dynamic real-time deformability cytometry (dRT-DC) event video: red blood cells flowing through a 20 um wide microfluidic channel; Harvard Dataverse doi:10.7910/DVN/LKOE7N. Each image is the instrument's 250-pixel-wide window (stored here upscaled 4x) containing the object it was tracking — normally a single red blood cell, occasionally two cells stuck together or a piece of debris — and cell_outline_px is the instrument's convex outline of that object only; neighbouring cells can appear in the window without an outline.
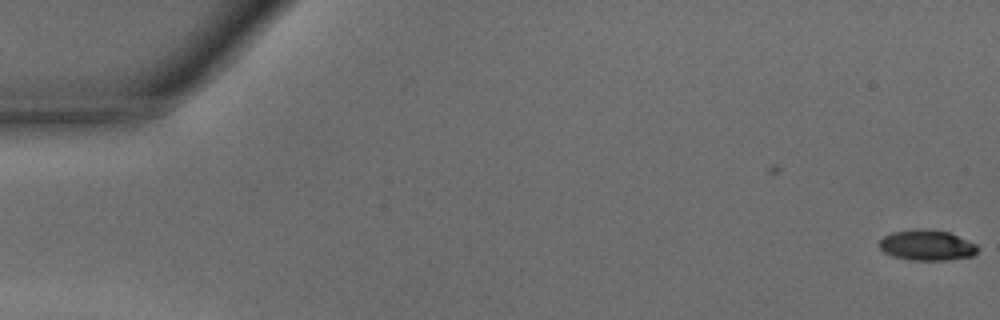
{"species": "common noctule bat (a hibernating species)", "species_latin": "Nyctalus noctula", "temperature_condition": "warm", "stored_images_in_passage": 44, "camera_frame_rate_fps": 3000, "um_per_image_px": 0.085, "animal": {"sex": "male", "body_mass_g": 15.6}, "frame": {"image": 1, "passage_image": 1, "time_ms": 0.0, "image_size_px": [1000, 320], "cell_outline_px": [[980, 248], [972, 256], [948, 260], [908, 260], [892, 256], [884, 252], [880, 248], [880, 240], [884, 236], [892, 232], [916, 228], [920, 228], [948, 232], [976, 244]], "centroid_in_image_um": [78.77, 20.85], "position_along_channel_um": 6.2, "area_um2": 17.51}}
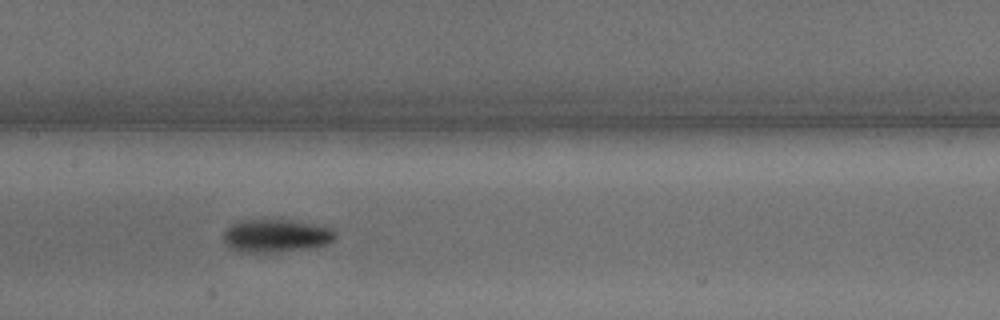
{"frame": {"image": 2, "passage_image": 24, "time_ms": 7.667, "image_size_px": [1000, 320], "cell_outline_px": [[336, 236], [328, 244], [316, 248], [276, 252], [236, 252], [224, 240], [224, 232], [232, 224], [240, 220], [292, 220], [332, 228], [336, 232]], "centroid_in_image_um": [23.5, 20.05], "position_along_channel_um": 183.9, "area_um2": 21.56}}
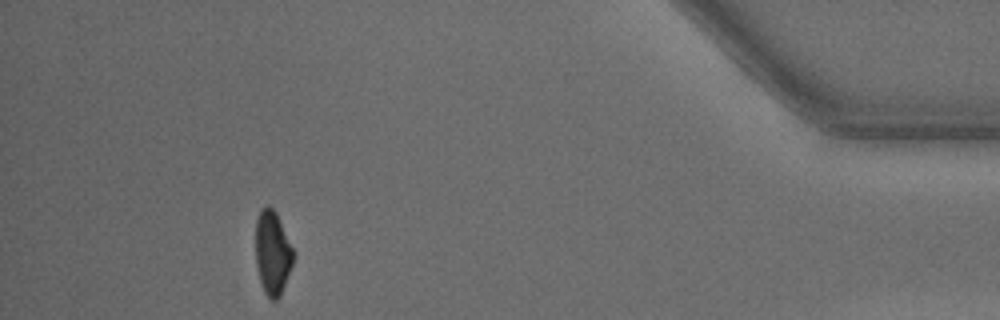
{"frame": {"image": 3, "passage_image": 44, "time_ms": 14.333, "image_size_px": [1000, 320], "cell_outline_px": [[292, 264], [280, 296], [276, 300], [268, 300], [264, 292], [260, 280], [256, 264], [256, 220], [260, 212], [268, 204], [276, 212], [292, 248]], "centroid_in_image_um": [23.14, 21.52], "position_along_channel_um": 412.1, "area_um2": 18.03}, "authors_computed_cell_mechanics": {"area_um2": 19.6231, "velocity_mm_per_s": 4.3047, "shape_relaxation_time_tau1_ms": 2.6836, "shape_relaxation_time_tau2_ms": null, "deformation_change_tau1": 0.1335, "deformation_change_tau2": null}}